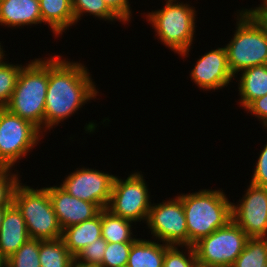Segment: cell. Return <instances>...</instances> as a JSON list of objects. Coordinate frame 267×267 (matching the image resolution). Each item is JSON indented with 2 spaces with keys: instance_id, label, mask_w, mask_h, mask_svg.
Returning <instances> with one entry per match:
<instances>
[{
  "instance_id": "cell-9",
  "label": "cell",
  "mask_w": 267,
  "mask_h": 267,
  "mask_svg": "<svg viewBox=\"0 0 267 267\" xmlns=\"http://www.w3.org/2000/svg\"><path fill=\"white\" fill-rule=\"evenodd\" d=\"M147 187L139 172L130 174L126 180L115 176L107 209L133 222L146 221L152 205Z\"/></svg>"
},
{
  "instance_id": "cell-8",
  "label": "cell",
  "mask_w": 267,
  "mask_h": 267,
  "mask_svg": "<svg viewBox=\"0 0 267 267\" xmlns=\"http://www.w3.org/2000/svg\"><path fill=\"white\" fill-rule=\"evenodd\" d=\"M40 131L35 125L0 108V167L11 168L35 145Z\"/></svg>"
},
{
  "instance_id": "cell-21",
  "label": "cell",
  "mask_w": 267,
  "mask_h": 267,
  "mask_svg": "<svg viewBox=\"0 0 267 267\" xmlns=\"http://www.w3.org/2000/svg\"><path fill=\"white\" fill-rule=\"evenodd\" d=\"M131 223L107 208L101 209V235L107 243L134 242L137 238L132 236Z\"/></svg>"
},
{
  "instance_id": "cell-35",
  "label": "cell",
  "mask_w": 267,
  "mask_h": 267,
  "mask_svg": "<svg viewBox=\"0 0 267 267\" xmlns=\"http://www.w3.org/2000/svg\"><path fill=\"white\" fill-rule=\"evenodd\" d=\"M77 267H102L100 264H92V263H82V262H73Z\"/></svg>"
},
{
  "instance_id": "cell-18",
  "label": "cell",
  "mask_w": 267,
  "mask_h": 267,
  "mask_svg": "<svg viewBox=\"0 0 267 267\" xmlns=\"http://www.w3.org/2000/svg\"><path fill=\"white\" fill-rule=\"evenodd\" d=\"M42 23H47L55 35L75 24L72 0H39Z\"/></svg>"
},
{
  "instance_id": "cell-30",
  "label": "cell",
  "mask_w": 267,
  "mask_h": 267,
  "mask_svg": "<svg viewBox=\"0 0 267 267\" xmlns=\"http://www.w3.org/2000/svg\"><path fill=\"white\" fill-rule=\"evenodd\" d=\"M107 242L100 237L93 243L87 245L74 257V261L82 263L101 264Z\"/></svg>"
},
{
  "instance_id": "cell-16",
  "label": "cell",
  "mask_w": 267,
  "mask_h": 267,
  "mask_svg": "<svg viewBox=\"0 0 267 267\" xmlns=\"http://www.w3.org/2000/svg\"><path fill=\"white\" fill-rule=\"evenodd\" d=\"M41 24L39 0H1L0 25L21 27Z\"/></svg>"
},
{
  "instance_id": "cell-32",
  "label": "cell",
  "mask_w": 267,
  "mask_h": 267,
  "mask_svg": "<svg viewBox=\"0 0 267 267\" xmlns=\"http://www.w3.org/2000/svg\"><path fill=\"white\" fill-rule=\"evenodd\" d=\"M245 109L263 121V126L267 128V94L253 100Z\"/></svg>"
},
{
  "instance_id": "cell-41",
  "label": "cell",
  "mask_w": 267,
  "mask_h": 267,
  "mask_svg": "<svg viewBox=\"0 0 267 267\" xmlns=\"http://www.w3.org/2000/svg\"><path fill=\"white\" fill-rule=\"evenodd\" d=\"M69 267H77L74 263H72Z\"/></svg>"
},
{
  "instance_id": "cell-15",
  "label": "cell",
  "mask_w": 267,
  "mask_h": 267,
  "mask_svg": "<svg viewBox=\"0 0 267 267\" xmlns=\"http://www.w3.org/2000/svg\"><path fill=\"white\" fill-rule=\"evenodd\" d=\"M29 238L25 220L17 206L12 203L6 207L0 227V259H8Z\"/></svg>"
},
{
  "instance_id": "cell-6",
  "label": "cell",
  "mask_w": 267,
  "mask_h": 267,
  "mask_svg": "<svg viewBox=\"0 0 267 267\" xmlns=\"http://www.w3.org/2000/svg\"><path fill=\"white\" fill-rule=\"evenodd\" d=\"M19 183L15 189L13 203L25 220L30 238L54 240L62 237V228L53 210L47 188L33 189Z\"/></svg>"
},
{
  "instance_id": "cell-27",
  "label": "cell",
  "mask_w": 267,
  "mask_h": 267,
  "mask_svg": "<svg viewBox=\"0 0 267 267\" xmlns=\"http://www.w3.org/2000/svg\"><path fill=\"white\" fill-rule=\"evenodd\" d=\"M133 242L107 243L104 252L102 267L127 266L129 253Z\"/></svg>"
},
{
  "instance_id": "cell-34",
  "label": "cell",
  "mask_w": 267,
  "mask_h": 267,
  "mask_svg": "<svg viewBox=\"0 0 267 267\" xmlns=\"http://www.w3.org/2000/svg\"><path fill=\"white\" fill-rule=\"evenodd\" d=\"M259 7L249 9L258 19H267V0H262Z\"/></svg>"
},
{
  "instance_id": "cell-29",
  "label": "cell",
  "mask_w": 267,
  "mask_h": 267,
  "mask_svg": "<svg viewBox=\"0 0 267 267\" xmlns=\"http://www.w3.org/2000/svg\"><path fill=\"white\" fill-rule=\"evenodd\" d=\"M11 168L0 167V208L8 207L13 203V196L21 180L18 173H11Z\"/></svg>"
},
{
  "instance_id": "cell-10",
  "label": "cell",
  "mask_w": 267,
  "mask_h": 267,
  "mask_svg": "<svg viewBox=\"0 0 267 267\" xmlns=\"http://www.w3.org/2000/svg\"><path fill=\"white\" fill-rule=\"evenodd\" d=\"M152 236L167 245L188 246L186 216L181 198L152 204L146 220Z\"/></svg>"
},
{
  "instance_id": "cell-40",
  "label": "cell",
  "mask_w": 267,
  "mask_h": 267,
  "mask_svg": "<svg viewBox=\"0 0 267 267\" xmlns=\"http://www.w3.org/2000/svg\"><path fill=\"white\" fill-rule=\"evenodd\" d=\"M0 267H6V260L0 259Z\"/></svg>"
},
{
  "instance_id": "cell-12",
  "label": "cell",
  "mask_w": 267,
  "mask_h": 267,
  "mask_svg": "<svg viewBox=\"0 0 267 267\" xmlns=\"http://www.w3.org/2000/svg\"><path fill=\"white\" fill-rule=\"evenodd\" d=\"M232 203V219L249 238L267 237V187L250 183L246 193Z\"/></svg>"
},
{
  "instance_id": "cell-17",
  "label": "cell",
  "mask_w": 267,
  "mask_h": 267,
  "mask_svg": "<svg viewBox=\"0 0 267 267\" xmlns=\"http://www.w3.org/2000/svg\"><path fill=\"white\" fill-rule=\"evenodd\" d=\"M100 237L101 210L95 217L63 229L61 238L68 251L75 257L78 252Z\"/></svg>"
},
{
  "instance_id": "cell-4",
  "label": "cell",
  "mask_w": 267,
  "mask_h": 267,
  "mask_svg": "<svg viewBox=\"0 0 267 267\" xmlns=\"http://www.w3.org/2000/svg\"><path fill=\"white\" fill-rule=\"evenodd\" d=\"M237 15L233 39L225 46L228 65L234 76L253 66L267 64V30L249 10Z\"/></svg>"
},
{
  "instance_id": "cell-1",
  "label": "cell",
  "mask_w": 267,
  "mask_h": 267,
  "mask_svg": "<svg viewBox=\"0 0 267 267\" xmlns=\"http://www.w3.org/2000/svg\"><path fill=\"white\" fill-rule=\"evenodd\" d=\"M62 56L49 57V80L45 97L44 132L73 115L82 105L96 98V85L87 67L68 62Z\"/></svg>"
},
{
  "instance_id": "cell-20",
  "label": "cell",
  "mask_w": 267,
  "mask_h": 267,
  "mask_svg": "<svg viewBox=\"0 0 267 267\" xmlns=\"http://www.w3.org/2000/svg\"><path fill=\"white\" fill-rule=\"evenodd\" d=\"M169 246L137 238L132 243L127 267H163L165 250Z\"/></svg>"
},
{
  "instance_id": "cell-36",
  "label": "cell",
  "mask_w": 267,
  "mask_h": 267,
  "mask_svg": "<svg viewBox=\"0 0 267 267\" xmlns=\"http://www.w3.org/2000/svg\"><path fill=\"white\" fill-rule=\"evenodd\" d=\"M1 47H3V46L0 45V64L4 62L3 58L5 59V57H4L5 56V54H4L5 51H3V48H1Z\"/></svg>"
},
{
  "instance_id": "cell-25",
  "label": "cell",
  "mask_w": 267,
  "mask_h": 267,
  "mask_svg": "<svg viewBox=\"0 0 267 267\" xmlns=\"http://www.w3.org/2000/svg\"><path fill=\"white\" fill-rule=\"evenodd\" d=\"M40 240L29 238L14 254L6 259V267H40Z\"/></svg>"
},
{
  "instance_id": "cell-11",
  "label": "cell",
  "mask_w": 267,
  "mask_h": 267,
  "mask_svg": "<svg viewBox=\"0 0 267 267\" xmlns=\"http://www.w3.org/2000/svg\"><path fill=\"white\" fill-rule=\"evenodd\" d=\"M114 179L112 174L84 167L69 174L60 186L71 196L104 209L109 205Z\"/></svg>"
},
{
  "instance_id": "cell-22",
  "label": "cell",
  "mask_w": 267,
  "mask_h": 267,
  "mask_svg": "<svg viewBox=\"0 0 267 267\" xmlns=\"http://www.w3.org/2000/svg\"><path fill=\"white\" fill-rule=\"evenodd\" d=\"M74 259L62 238L40 240V267H69L74 262Z\"/></svg>"
},
{
  "instance_id": "cell-38",
  "label": "cell",
  "mask_w": 267,
  "mask_h": 267,
  "mask_svg": "<svg viewBox=\"0 0 267 267\" xmlns=\"http://www.w3.org/2000/svg\"><path fill=\"white\" fill-rule=\"evenodd\" d=\"M193 267H210V266H208V265H203V264H201V263L196 262L195 265H194Z\"/></svg>"
},
{
  "instance_id": "cell-26",
  "label": "cell",
  "mask_w": 267,
  "mask_h": 267,
  "mask_svg": "<svg viewBox=\"0 0 267 267\" xmlns=\"http://www.w3.org/2000/svg\"><path fill=\"white\" fill-rule=\"evenodd\" d=\"M22 67L6 62L0 64V108L5 107L10 101Z\"/></svg>"
},
{
  "instance_id": "cell-7",
  "label": "cell",
  "mask_w": 267,
  "mask_h": 267,
  "mask_svg": "<svg viewBox=\"0 0 267 267\" xmlns=\"http://www.w3.org/2000/svg\"><path fill=\"white\" fill-rule=\"evenodd\" d=\"M233 219L193 245L197 262L210 267H231L248 240Z\"/></svg>"
},
{
  "instance_id": "cell-2",
  "label": "cell",
  "mask_w": 267,
  "mask_h": 267,
  "mask_svg": "<svg viewBox=\"0 0 267 267\" xmlns=\"http://www.w3.org/2000/svg\"><path fill=\"white\" fill-rule=\"evenodd\" d=\"M179 197L186 216L188 246H193L232 220V202L223 190L203 189Z\"/></svg>"
},
{
  "instance_id": "cell-31",
  "label": "cell",
  "mask_w": 267,
  "mask_h": 267,
  "mask_svg": "<svg viewBox=\"0 0 267 267\" xmlns=\"http://www.w3.org/2000/svg\"><path fill=\"white\" fill-rule=\"evenodd\" d=\"M251 183L258 186L267 187V142L256 162Z\"/></svg>"
},
{
  "instance_id": "cell-28",
  "label": "cell",
  "mask_w": 267,
  "mask_h": 267,
  "mask_svg": "<svg viewBox=\"0 0 267 267\" xmlns=\"http://www.w3.org/2000/svg\"><path fill=\"white\" fill-rule=\"evenodd\" d=\"M177 245H170L165 250L163 267H193L197 262L196 253L193 246H181L187 250V255L180 251Z\"/></svg>"
},
{
  "instance_id": "cell-24",
  "label": "cell",
  "mask_w": 267,
  "mask_h": 267,
  "mask_svg": "<svg viewBox=\"0 0 267 267\" xmlns=\"http://www.w3.org/2000/svg\"><path fill=\"white\" fill-rule=\"evenodd\" d=\"M73 14L75 17V23L80 20L83 13L86 12L90 15H94L99 19L114 21L120 20L123 22L105 3L104 0H72Z\"/></svg>"
},
{
  "instance_id": "cell-5",
  "label": "cell",
  "mask_w": 267,
  "mask_h": 267,
  "mask_svg": "<svg viewBox=\"0 0 267 267\" xmlns=\"http://www.w3.org/2000/svg\"><path fill=\"white\" fill-rule=\"evenodd\" d=\"M195 12V7H191L190 4L166 0L165 7L149 12L146 19L153 25L156 36L165 46L187 57L194 40Z\"/></svg>"
},
{
  "instance_id": "cell-19",
  "label": "cell",
  "mask_w": 267,
  "mask_h": 267,
  "mask_svg": "<svg viewBox=\"0 0 267 267\" xmlns=\"http://www.w3.org/2000/svg\"><path fill=\"white\" fill-rule=\"evenodd\" d=\"M239 80L240 104L244 109L255 99L267 94V64L246 68Z\"/></svg>"
},
{
  "instance_id": "cell-37",
  "label": "cell",
  "mask_w": 267,
  "mask_h": 267,
  "mask_svg": "<svg viewBox=\"0 0 267 267\" xmlns=\"http://www.w3.org/2000/svg\"><path fill=\"white\" fill-rule=\"evenodd\" d=\"M5 209H6V207L0 208V227H1L2 219H3L4 213H5Z\"/></svg>"
},
{
  "instance_id": "cell-39",
  "label": "cell",
  "mask_w": 267,
  "mask_h": 267,
  "mask_svg": "<svg viewBox=\"0 0 267 267\" xmlns=\"http://www.w3.org/2000/svg\"><path fill=\"white\" fill-rule=\"evenodd\" d=\"M261 21V23L265 26L266 30H267V19H259Z\"/></svg>"
},
{
  "instance_id": "cell-33",
  "label": "cell",
  "mask_w": 267,
  "mask_h": 267,
  "mask_svg": "<svg viewBox=\"0 0 267 267\" xmlns=\"http://www.w3.org/2000/svg\"><path fill=\"white\" fill-rule=\"evenodd\" d=\"M109 8L126 24L131 19L129 0H104Z\"/></svg>"
},
{
  "instance_id": "cell-23",
  "label": "cell",
  "mask_w": 267,
  "mask_h": 267,
  "mask_svg": "<svg viewBox=\"0 0 267 267\" xmlns=\"http://www.w3.org/2000/svg\"><path fill=\"white\" fill-rule=\"evenodd\" d=\"M231 267H267V237L248 238Z\"/></svg>"
},
{
  "instance_id": "cell-13",
  "label": "cell",
  "mask_w": 267,
  "mask_h": 267,
  "mask_svg": "<svg viewBox=\"0 0 267 267\" xmlns=\"http://www.w3.org/2000/svg\"><path fill=\"white\" fill-rule=\"evenodd\" d=\"M190 75L200 89L207 91L227 87L235 77L229 68L225 47H218L201 56Z\"/></svg>"
},
{
  "instance_id": "cell-3",
  "label": "cell",
  "mask_w": 267,
  "mask_h": 267,
  "mask_svg": "<svg viewBox=\"0 0 267 267\" xmlns=\"http://www.w3.org/2000/svg\"><path fill=\"white\" fill-rule=\"evenodd\" d=\"M49 80V59L32 60L23 66L5 108L44 130L45 97Z\"/></svg>"
},
{
  "instance_id": "cell-14",
  "label": "cell",
  "mask_w": 267,
  "mask_h": 267,
  "mask_svg": "<svg viewBox=\"0 0 267 267\" xmlns=\"http://www.w3.org/2000/svg\"><path fill=\"white\" fill-rule=\"evenodd\" d=\"M46 188L49 191V198L62 230L95 217L101 210L94 203L71 196L61 186Z\"/></svg>"
}]
</instances>
